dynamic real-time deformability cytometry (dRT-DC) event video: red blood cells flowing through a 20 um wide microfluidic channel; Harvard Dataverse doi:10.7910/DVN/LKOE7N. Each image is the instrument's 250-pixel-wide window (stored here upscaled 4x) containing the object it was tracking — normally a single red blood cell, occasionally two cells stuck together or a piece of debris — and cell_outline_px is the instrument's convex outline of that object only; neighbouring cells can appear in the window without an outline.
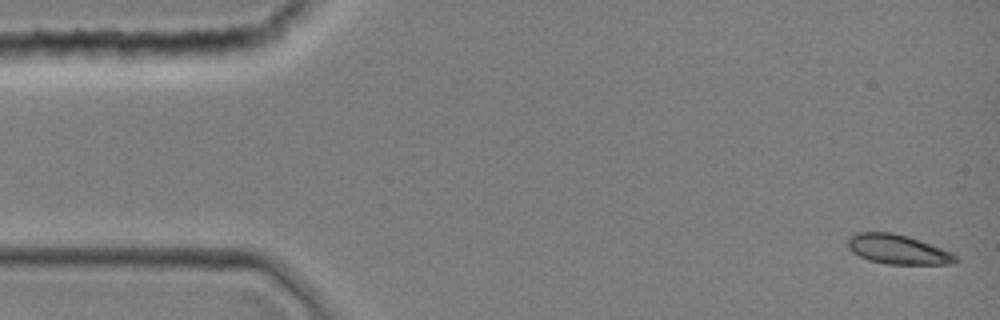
{"species": "common noctule bat (a hibernating species)", "species_latin": "Nyctalus noctula", "temperature_condition": "room temperature", "stored_images_in_passage": 43, "camera_frame_rate_fps": 3000, "um_per_image_px": 0.085, "animal": {"sex": "female", "body_mass_g": 19.0, "forearm_length_mm": 51.5}, "frame": {"image": 1, "passage_image": 1, "time_ms": 0.0, "image_size_px": [1000, 320], "cell_outline_px": [[960, 260], [956, 264], [888, 264], [868, 260], [852, 252], [848, 248], [848, 240], [856, 232], [892, 232], [908, 236], [952, 252]], "centroid_in_image_um": [76.34, 21.2], "position_along_channel_um": 8.7, "area_um2": 18.55}}
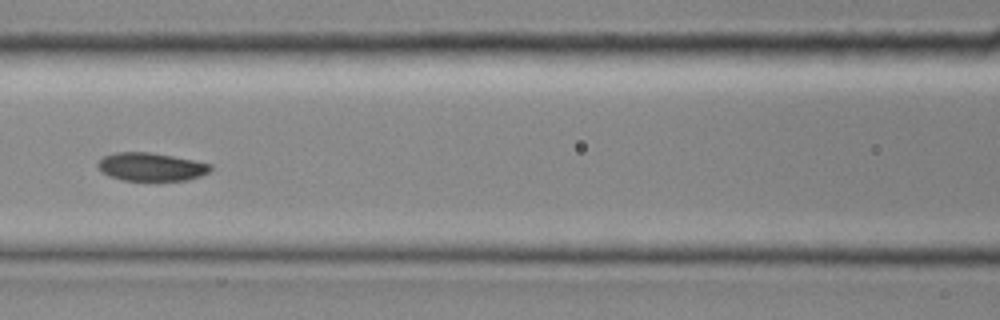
{"frame": {"image": 2, "passage_image": 19, "time_ms": 6.0, "image_size_px": [1000, 320], "cell_outline_px": [[212, 168], [208, 172], [200, 176], [188, 180], [124, 180], [108, 176], [96, 168], [96, 164], [104, 156], [116, 152], [152, 152], [212, 164]], "centroid_in_image_um": [12.81, 14.18], "position_along_channel_um": 153.8, "area_um2": 18.5}}
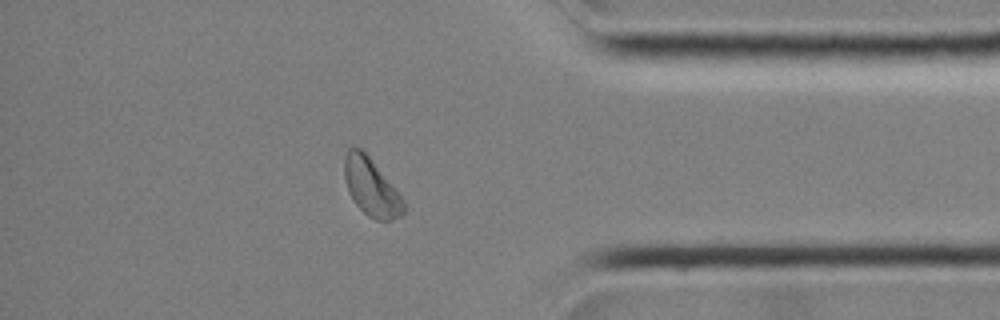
{"frame": {"image": 3, "passage_image": 37, "time_ms": 12.0, "image_size_px": [1000, 320], "cell_outline_px": [[408, 204], [404, 212], [400, 216], [388, 220], [376, 220], [368, 216], [356, 204], [348, 192], [344, 176], [344, 156], [348, 148], [360, 148], [372, 160]], "centroid_in_image_um": [31.56, 15.92], "position_along_channel_um": 403.6, "area_um2": 19.83}}